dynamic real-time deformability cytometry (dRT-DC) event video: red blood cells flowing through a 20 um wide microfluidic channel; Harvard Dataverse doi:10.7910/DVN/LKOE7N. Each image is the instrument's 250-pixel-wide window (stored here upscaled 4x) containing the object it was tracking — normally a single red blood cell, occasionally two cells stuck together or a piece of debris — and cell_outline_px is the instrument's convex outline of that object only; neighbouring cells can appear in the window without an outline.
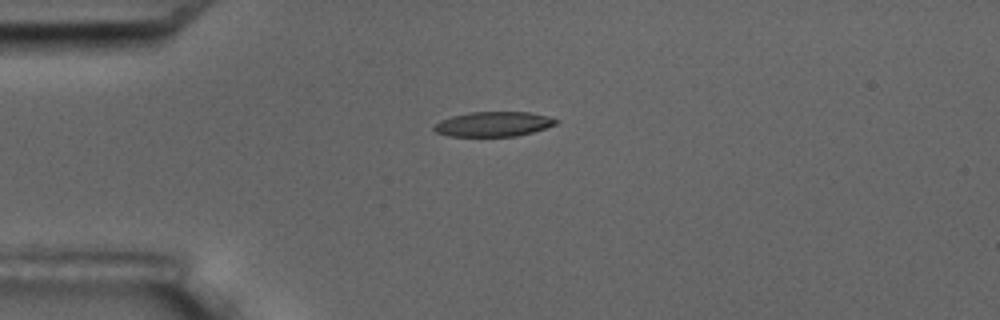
{"species": "common noctule bat (a hibernating species)", "species_latin": "Nyctalus noctula", "temperature_condition": "room temperature", "stored_images_in_passage": 10, "camera_frame_rate_fps": 3000, "um_per_image_px": 0.085, "animal": {"sex": "male", "body_mass_g": 17.5, "forearm_length_mm": 52.3}, "frame": {"image": 1, "passage_image": 4, "time_ms": 3.667, "image_size_px": [1000, 320], "cell_outline_px": [[560, 120], [556, 124], [532, 132], [516, 136], [448, 136], [436, 132], [432, 128], [440, 120], [452, 116], [468, 112], [528, 112], [548, 116]], "centroid_in_image_um": [41.93, 10.54], "position_along_channel_um": 43.1, "area_um2": 17.57}}
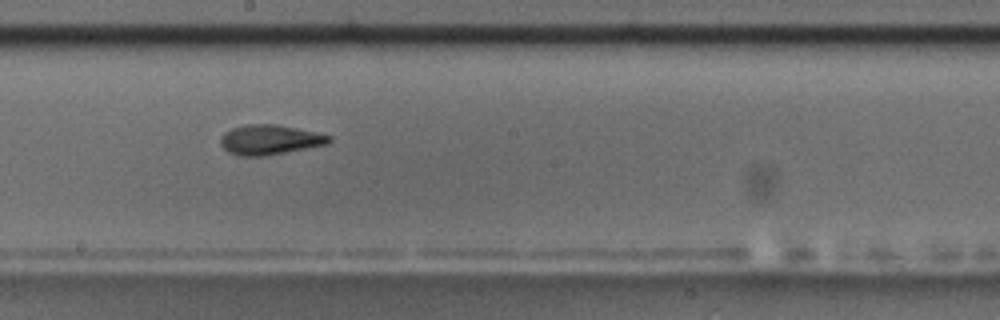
{"frame": {"image": 2, "passage_image": 9, "time_ms": 9.333, "image_size_px": [1000, 320], "cell_outline_px": [[332, 140], [328, 144], [264, 156], [240, 156], [228, 152], [220, 144], [220, 136], [224, 132], [232, 128], [244, 124], [276, 124], [296, 128], [332, 136]], "centroid_in_image_um": [22.9, 11.87], "position_along_channel_um": 225.3, "area_um2": 18.9}}
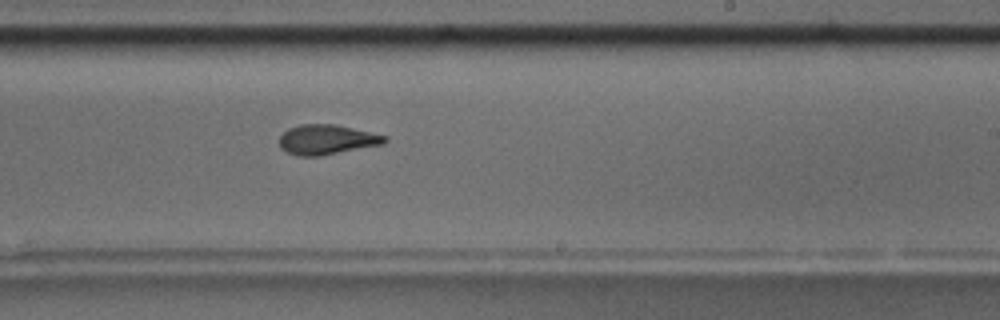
{"frame": {"image": 3, "passage_image": 10, "time_ms": 10.333, "image_size_px": [1000, 320], "cell_outline_px": [[388, 140], [384, 144], [320, 156], [296, 156], [280, 148], [280, 136], [288, 128], [300, 124], [336, 124], [388, 136]], "centroid_in_image_um": [27.79, 11.86], "position_along_channel_um": 261.2, "area_um2": 18.44}}